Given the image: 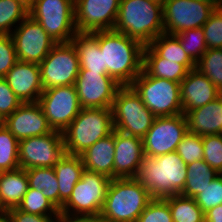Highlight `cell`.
Listing matches in <instances>:
<instances>
[{
  "label": "cell",
  "instance_id": "6da1fadb",
  "mask_svg": "<svg viewBox=\"0 0 222 222\" xmlns=\"http://www.w3.org/2000/svg\"><path fill=\"white\" fill-rule=\"evenodd\" d=\"M104 71L121 86H130L143 69L144 45L113 30L97 31Z\"/></svg>",
  "mask_w": 222,
  "mask_h": 222
},
{
  "label": "cell",
  "instance_id": "7a4b0ae2",
  "mask_svg": "<svg viewBox=\"0 0 222 222\" xmlns=\"http://www.w3.org/2000/svg\"><path fill=\"white\" fill-rule=\"evenodd\" d=\"M187 178V165L176 151L159 156L144 155L134 179L152 198L181 194Z\"/></svg>",
  "mask_w": 222,
  "mask_h": 222
},
{
  "label": "cell",
  "instance_id": "3957f363",
  "mask_svg": "<svg viewBox=\"0 0 222 222\" xmlns=\"http://www.w3.org/2000/svg\"><path fill=\"white\" fill-rule=\"evenodd\" d=\"M114 30L149 45L164 33L163 4L153 0H121Z\"/></svg>",
  "mask_w": 222,
  "mask_h": 222
},
{
  "label": "cell",
  "instance_id": "277c9868",
  "mask_svg": "<svg viewBox=\"0 0 222 222\" xmlns=\"http://www.w3.org/2000/svg\"><path fill=\"white\" fill-rule=\"evenodd\" d=\"M152 199L149 191L134 178L111 179L96 222H136Z\"/></svg>",
  "mask_w": 222,
  "mask_h": 222
},
{
  "label": "cell",
  "instance_id": "5b68a950",
  "mask_svg": "<svg viewBox=\"0 0 222 222\" xmlns=\"http://www.w3.org/2000/svg\"><path fill=\"white\" fill-rule=\"evenodd\" d=\"M113 130L111 108H81L78 116L62 132L64 151L66 154L80 156Z\"/></svg>",
  "mask_w": 222,
  "mask_h": 222
},
{
  "label": "cell",
  "instance_id": "8992f818",
  "mask_svg": "<svg viewBox=\"0 0 222 222\" xmlns=\"http://www.w3.org/2000/svg\"><path fill=\"white\" fill-rule=\"evenodd\" d=\"M114 129L143 139L156 116L131 86H121L112 104Z\"/></svg>",
  "mask_w": 222,
  "mask_h": 222
},
{
  "label": "cell",
  "instance_id": "52a82bcc",
  "mask_svg": "<svg viewBox=\"0 0 222 222\" xmlns=\"http://www.w3.org/2000/svg\"><path fill=\"white\" fill-rule=\"evenodd\" d=\"M156 116L182 114L180 83L150 76L144 69L130 85Z\"/></svg>",
  "mask_w": 222,
  "mask_h": 222
},
{
  "label": "cell",
  "instance_id": "ba28073f",
  "mask_svg": "<svg viewBox=\"0 0 222 222\" xmlns=\"http://www.w3.org/2000/svg\"><path fill=\"white\" fill-rule=\"evenodd\" d=\"M111 179L101 173L84 170L60 212L98 220Z\"/></svg>",
  "mask_w": 222,
  "mask_h": 222
},
{
  "label": "cell",
  "instance_id": "9c48e42d",
  "mask_svg": "<svg viewBox=\"0 0 222 222\" xmlns=\"http://www.w3.org/2000/svg\"><path fill=\"white\" fill-rule=\"evenodd\" d=\"M28 15L38 21L56 43L71 42L77 33L74 0H35Z\"/></svg>",
  "mask_w": 222,
  "mask_h": 222
},
{
  "label": "cell",
  "instance_id": "30bf717a",
  "mask_svg": "<svg viewBox=\"0 0 222 222\" xmlns=\"http://www.w3.org/2000/svg\"><path fill=\"white\" fill-rule=\"evenodd\" d=\"M39 66L43 90L74 85L80 71L74 44L56 43Z\"/></svg>",
  "mask_w": 222,
  "mask_h": 222
},
{
  "label": "cell",
  "instance_id": "8fae6325",
  "mask_svg": "<svg viewBox=\"0 0 222 222\" xmlns=\"http://www.w3.org/2000/svg\"><path fill=\"white\" fill-rule=\"evenodd\" d=\"M38 104L54 131L63 132L78 116L81 106L74 85L43 90Z\"/></svg>",
  "mask_w": 222,
  "mask_h": 222
},
{
  "label": "cell",
  "instance_id": "7c38bea8",
  "mask_svg": "<svg viewBox=\"0 0 222 222\" xmlns=\"http://www.w3.org/2000/svg\"><path fill=\"white\" fill-rule=\"evenodd\" d=\"M216 8L201 0H165L163 3L164 33L202 27Z\"/></svg>",
  "mask_w": 222,
  "mask_h": 222
},
{
  "label": "cell",
  "instance_id": "4fadbf2b",
  "mask_svg": "<svg viewBox=\"0 0 222 222\" xmlns=\"http://www.w3.org/2000/svg\"><path fill=\"white\" fill-rule=\"evenodd\" d=\"M65 154L63 134L59 131L19 141V166L25 170L54 167Z\"/></svg>",
  "mask_w": 222,
  "mask_h": 222
},
{
  "label": "cell",
  "instance_id": "5bb4252c",
  "mask_svg": "<svg viewBox=\"0 0 222 222\" xmlns=\"http://www.w3.org/2000/svg\"><path fill=\"white\" fill-rule=\"evenodd\" d=\"M19 61L40 64L56 44L41 24L27 16L10 34Z\"/></svg>",
  "mask_w": 222,
  "mask_h": 222
},
{
  "label": "cell",
  "instance_id": "9a60e30c",
  "mask_svg": "<svg viewBox=\"0 0 222 222\" xmlns=\"http://www.w3.org/2000/svg\"><path fill=\"white\" fill-rule=\"evenodd\" d=\"M188 131L186 116L156 117L143 138L144 155L159 156L174 152Z\"/></svg>",
  "mask_w": 222,
  "mask_h": 222
},
{
  "label": "cell",
  "instance_id": "2e32d148",
  "mask_svg": "<svg viewBox=\"0 0 222 222\" xmlns=\"http://www.w3.org/2000/svg\"><path fill=\"white\" fill-rule=\"evenodd\" d=\"M81 108H111L121 87L108 74L80 70L74 83Z\"/></svg>",
  "mask_w": 222,
  "mask_h": 222
},
{
  "label": "cell",
  "instance_id": "e0dca14e",
  "mask_svg": "<svg viewBox=\"0 0 222 222\" xmlns=\"http://www.w3.org/2000/svg\"><path fill=\"white\" fill-rule=\"evenodd\" d=\"M121 0H74L77 32L113 30Z\"/></svg>",
  "mask_w": 222,
  "mask_h": 222
},
{
  "label": "cell",
  "instance_id": "ac0fdd59",
  "mask_svg": "<svg viewBox=\"0 0 222 222\" xmlns=\"http://www.w3.org/2000/svg\"><path fill=\"white\" fill-rule=\"evenodd\" d=\"M5 127L18 141L43 136L53 131L38 102L22 103L5 118Z\"/></svg>",
  "mask_w": 222,
  "mask_h": 222
},
{
  "label": "cell",
  "instance_id": "d6986e66",
  "mask_svg": "<svg viewBox=\"0 0 222 222\" xmlns=\"http://www.w3.org/2000/svg\"><path fill=\"white\" fill-rule=\"evenodd\" d=\"M3 78L22 103L38 102L43 92L39 64L18 60Z\"/></svg>",
  "mask_w": 222,
  "mask_h": 222
},
{
  "label": "cell",
  "instance_id": "ffe728a7",
  "mask_svg": "<svg viewBox=\"0 0 222 222\" xmlns=\"http://www.w3.org/2000/svg\"><path fill=\"white\" fill-rule=\"evenodd\" d=\"M221 93L205 75L196 69L189 70L186 77L180 82L183 114L214 101Z\"/></svg>",
  "mask_w": 222,
  "mask_h": 222
},
{
  "label": "cell",
  "instance_id": "44dd1931",
  "mask_svg": "<svg viewBox=\"0 0 222 222\" xmlns=\"http://www.w3.org/2000/svg\"><path fill=\"white\" fill-rule=\"evenodd\" d=\"M143 157V139L115 130L114 178H134Z\"/></svg>",
  "mask_w": 222,
  "mask_h": 222
},
{
  "label": "cell",
  "instance_id": "7402d4cb",
  "mask_svg": "<svg viewBox=\"0 0 222 222\" xmlns=\"http://www.w3.org/2000/svg\"><path fill=\"white\" fill-rule=\"evenodd\" d=\"M188 131L199 136L221 134L222 93L214 101L189 110L186 114Z\"/></svg>",
  "mask_w": 222,
  "mask_h": 222
},
{
  "label": "cell",
  "instance_id": "603a6c76",
  "mask_svg": "<svg viewBox=\"0 0 222 222\" xmlns=\"http://www.w3.org/2000/svg\"><path fill=\"white\" fill-rule=\"evenodd\" d=\"M115 129L108 136L99 139L80 156L84 168L114 179Z\"/></svg>",
  "mask_w": 222,
  "mask_h": 222
},
{
  "label": "cell",
  "instance_id": "cb8c5ba5",
  "mask_svg": "<svg viewBox=\"0 0 222 222\" xmlns=\"http://www.w3.org/2000/svg\"><path fill=\"white\" fill-rule=\"evenodd\" d=\"M29 188L26 170L18 168L0 172V208L6 212L17 208Z\"/></svg>",
  "mask_w": 222,
  "mask_h": 222
},
{
  "label": "cell",
  "instance_id": "d4e9b609",
  "mask_svg": "<svg viewBox=\"0 0 222 222\" xmlns=\"http://www.w3.org/2000/svg\"><path fill=\"white\" fill-rule=\"evenodd\" d=\"M71 42L78 54L80 70L107 74V71H104L103 53L97 41V31L77 32Z\"/></svg>",
  "mask_w": 222,
  "mask_h": 222
},
{
  "label": "cell",
  "instance_id": "484cf974",
  "mask_svg": "<svg viewBox=\"0 0 222 222\" xmlns=\"http://www.w3.org/2000/svg\"><path fill=\"white\" fill-rule=\"evenodd\" d=\"M54 171L59 184V210L69 199L76 183L85 170L81 156L65 154L55 165Z\"/></svg>",
  "mask_w": 222,
  "mask_h": 222
},
{
  "label": "cell",
  "instance_id": "4316f807",
  "mask_svg": "<svg viewBox=\"0 0 222 222\" xmlns=\"http://www.w3.org/2000/svg\"><path fill=\"white\" fill-rule=\"evenodd\" d=\"M143 69L152 77L180 83L188 70L179 63L160 57L149 45L143 49Z\"/></svg>",
  "mask_w": 222,
  "mask_h": 222
},
{
  "label": "cell",
  "instance_id": "83f0119b",
  "mask_svg": "<svg viewBox=\"0 0 222 222\" xmlns=\"http://www.w3.org/2000/svg\"><path fill=\"white\" fill-rule=\"evenodd\" d=\"M149 46L160 57L182 64L188 71L196 68V63L184 51L176 35L162 33Z\"/></svg>",
  "mask_w": 222,
  "mask_h": 222
},
{
  "label": "cell",
  "instance_id": "f1b7e54d",
  "mask_svg": "<svg viewBox=\"0 0 222 222\" xmlns=\"http://www.w3.org/2000/svg\"><path fill=\"white\" fill-rule=\"evenodd\" d=\"M218 175L203 159L188 164L185 187L180 195L194 198Z\"/></svg>",
  "mask_w": 222,
  "mask_h": 222
},
{
  "label": "cell",
  "instance_id": "f546056e",
  "mask_svg": "<svg viewBox=\"0 0 222 222\" xmlns=\"http://www.w3.org/2000/svg\"><path fill=\"white\" fill-rule=\"evenodd\" d=\"M30 188L42 191L43 195L59 209V184L53 167L26 170Z\"/></svg>",
  "mask_w": 222,
  "mask_h": 222
},
{
  "label": "cell",
  "instance_id": "4dcf8cb0",
  "mask_svg": "<svg viewBox=\"0 0 222 222\" xmlns=\"http://www.w3.org/2000/svg\"><path fill=\"white\" fill-rule=\"evenodd\" d=\"M164 199L168 202L173 222H205V214L194 198L178 194Z\"/></svg>",
  "mask_w": 222,
  "mask_h": 222
},
{
  "label": "cell",
  "instance_id": "1f68e13d",
  "mask_svg": "<svg viewBox=\"0 0 222 222\" xmlns=\"http://www.w3.org/2000/svg\"><path fill=\"white\" fill-rule=\"evenodd\" d=\"M195 69L205 75L222 92V48L207 49L196 62Z\"/></svg>",
  "mask_w": 222,
  "mask_h": 222
},
{
  "label": "cell",
  "instance_id": "d6a6232c",
  "mask_svg": "<svg viewBox=\"0 0 222 222\" xmlns=\"http://www.w3.org/2000/svg\"><path fill=\"white\" fill-rule=\"evenodd\" d=\"M18 168H20L19 141L4 127L0 130V172Z\"/></svg>",
  "mask_w": 222,
  "mask_h": 222
},
{
  "label": "cell",
  "instance_id": "836d02e7",
  "mask_svg": "<svg viewBox=\"0 0 222 222\" xmlns=\"http://www.w3.org/2000/svg\"><path fill=\"white\" fill-rule=\"evenodd\" d=\"M29 9L18 0H0V34H11L12 26L28 16Z\"/></svg>",
  "mask_w": 222,
  "mask_h": 222
},
{
  "label": "cell",
  "instance_id": "e575fe53",
  "mask_svg": "<svg viewBox=\"0 0 222 222\" xmlns=\"http://www.w3.org/2000/svg\"><path fill=\"white\" fill-rule=\"evenodd\" d=\"M17 208L26 213L42 216H55L60 211L43 195L42 191L30 187Z\"/></svg>",
  "mask_w": 222,
  "mask_h": 222
},
{
  "label": "cell",
  "instance_id": "d590c367",
  "mask_svg": "<svg viewBox=\"0 0 222 222\" xmlns=\"http://www.w3.org/2000/svg\"><path fill=\"white\" fill-rule=\"evenodd\" d=\"M187 55L196 63L207 51L203 28H193L175 34Z\"/></svg>",
  "mask_w": 222,
  "mask_h": 222
},
{
  "label": "cell",
  "instance_id": "8d00e7d4",
  "mask_svg": "<svg viewBox=\"0 0 222 222\" xmlns=\"http://www.w3.org/2000/svg\"><path fill=\"white\" fill-rule=\"evenodd\" d=\"M176 152L186 165L202 160L204 153L202 136L187 131L178 144Z\"/></svg>",
  "mask_w": 222,
  "mask_h": 222
},
{
  "label": "cell",
  "instance_id": "74e56055",
  "mask_svg": "<svg viewBox=\"0 0 222 222\" xmlns=\"http://www.w3.org/2000/svg\"><path fill=\"white\" fill-rule=\"evenodd\" d=\"M203 160L219 174L222 171V135L202 136Z\"/></svg>",
  "mask_w": 222,
  "mask_h": 222
},
{
  "label": "cell",
  "instance_id": "f35d334b",
  "mask_svg": "<svg viewBox=\"0 0 222 222\" xmlns=\"http://www.w3.org/2000/svg\"><path fill=\"white\" fill-rule=\"evenodd\" d=\"M194 199L204 213L222 204V176L215 177Z\"/></svg>",
  "mask_w": 222,
  "mask_h": 222
},
{
  "label": "cell",
  "instance_id": "ab89813d",
  "mask_svg": "<svg viewBox=\"0 0 222 222\" xmlns=\"http://www.w3.org/2000/svg\"><path fill=\"white\" fill-rule=\"evenodd\" d=\"M136 222H173L168 202L162 198H153Z\"/></svg>",
  "mask_w": 222,
  "mask_h": 222
},
{
  "label": "cell",
  "instance_id": "60d3db41",
  "mask_svg": "<svg viewBox=\"0 0 222 222\" xmlns=\"http://www.w3.org/2000/svg\"><path fill=\"white\" fill-rule=\"evenodd\" d=\"M202 28L207 49L222 48V8L215 9Z\"/></svg>",
  "mask_w": 222,
  "mask_h": 222
},
{
  "label": "cell",
  "instance_id": "b9f144b4",
  "mask_svg": "<svg viewBox=\"0 0 222 222\" xmlns=\"http://www.w3.org/2000/svg\"><path fill=\"white\" fill-rule=\"evenodd\" d=\"M18 61L10 34H0V78H3Z\"/></svg>",
  "mask_w": 222,
  "mask_h": 222
},
{
  "label": "cell",
  "instance_id": "7bdbcfd3",
  "mask_svg": "<svg viewBox=\"0 0 222 222\" xmlns=\"http://www.w3.org/2000/svg\"><path fill=\"white\" fill-rule=\"evenodd\" d=\"M22 102L14 94L4 78H0V116L11 115Z\"/></svg>",
  "mask_w": 222,
  "mask_h": 222
},
{
  "label": "cell",
  "instance_id": "ee69618b",
  "mask_svg": "<svg viewBox=\"0 0 222 222\" xmlns=\"http://www.w3.org/2000/svg\"><path fill=\"white\" fill-rule=\"evenodd\" d=\"M11 222H52L54 216H42L23 212L18 208L6 211Z\"/></svg>",
  "mask_w": 222,
  "mask_h": 222
},
{
  "label": "cell",
  "instance_id": "f6af8a7d",
  "mask_svg": "<svg viewBox=\"0 0 222 222\" xmlns=\"http://www.w3.org/2000/svg\"><path fill=\"white\" fill-rule=\"evenodd\" d=\"M52 222H94L91 218L85 216H73L62 212H58Z\"/></svg>",
  "mask_w": 222,
  "mask_h": 222
},
{
  "label": "cell",
  "instance_id": "bcb514c9",
  "mask_svg": "<svg viewBox=\"0 0 222 222\" xmlns=\"http://www.w3.org/2000/svg\"><path fill=\"white\" fill-rule=\"evenodd\" d=\"M205 214V222H222V204L209 209Z\"/></svg>",
  "mask_w": 222,
  "mask_h": 222
},
{
  "label": "cell",
  "instance_id": "7dc6e473",
  "mask_svg": "<svg viewBox=\"0 0 222 222\" xmlns=\"http://www.w3.org/2000/svg\"><path fill=\"white\" fill-rule=\"evenodd\" d=\"M201 1L209 3L210 5L215 7L216 9L222 8V0H201Z\"/></svg>",
  "mask_w": 222,
  "mask_h": 222
},
{
  "label": "cell",
  "instance_id": "c3c4849f",
  "mask_svg": "<svg viewBox=\"0 0 222 222\" xmlns=\"http://www.w3.org/2000/svg\"><path fill=\"white\" fill-rule=\"evenodd\" d=\"M0 222H11L10 221V218H9V215L7 214V212H2L0 214Z\"/></svg>",
  "mask_w": 222,
  "mask_h": 222
},
{
  "label": "cell",
  "instance_id": "681fc988",
  "mask_svg": "<svg viewBox=\"0 0 222 222\" xmlns=\"http://www.w3.org/2000/svg\"><path fill=\"white\" fill-rule=\"evenodd\" d=\"M18 1H20L26 8H30L33 4H34V2H35V0H18Z\"/></svg>",
  "mask_w": 222,
  "mask_h": 222
},
{
  "label": "cell",
  "instance_id": "f907efd6",
  "mask_svg": "<svg viewBox=\"0 0 222 222\" xmlns=\"http://www.w3.org/2000/svg\"><path fill=\"white\" fill-rule=\"evenodd\" d=\"M5 127V118L0 116V130Z\"/></svg>",
  "mask_w": 222,
  "mask_h": 222
},
{
  "label": "cell",
  "instance_id": "816d5d0a",
  "mask_svg": "<svg viewBox=\"0 0 222 222\" xmlns=\"http://www.w3.org/2000/svg\"><path fill=\"white\" fill-rule=\"evenodd\" d=\"M153 1H156V2H158L160 4H163L165 0H153Z\"/></svg>",
  "mask_w": 222,
  "mask_h": 222
}]
</instances>
